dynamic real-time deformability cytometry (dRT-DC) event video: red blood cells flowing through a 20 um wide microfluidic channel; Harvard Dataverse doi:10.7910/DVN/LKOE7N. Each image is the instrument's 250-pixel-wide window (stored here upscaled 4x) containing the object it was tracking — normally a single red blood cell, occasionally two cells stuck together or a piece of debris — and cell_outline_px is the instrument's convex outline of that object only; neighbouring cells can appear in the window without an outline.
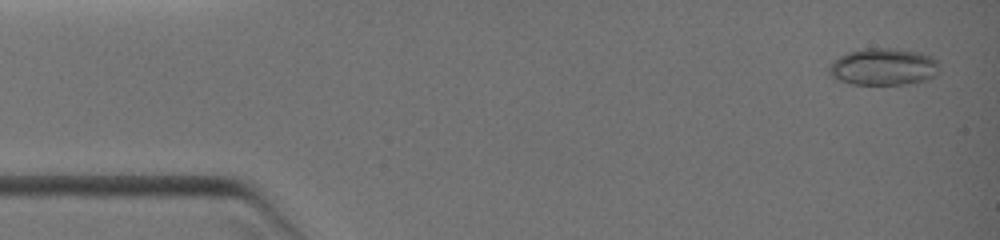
{"species": "common noctule bat (a hibernating species)", "species_latin": "Nyctalus noctula", "temperature_condition": "warm", "stored_images_in_passage": 5, "camera_frame_rate_fps": 3000, "um_per_image_px": 0.085, "animal": {"sex": "female", "body_mass_g": 19.0, "forearm_length_mm": 51.5}, "frame": {"image": 1, "passage_image": 1, "time_ms": 0.0, "image_size_px": [1000, 240], "cell_outline_px": [[936, 76], [928, 80], [908, 84], [852, 84], [836, 80], [828, 72], [828, 68], [840, 56], [848, 52], [864, 48], [892, 48], [924, 52], [932, 56], [936, 60]], "centroid_in_image_um": [75.1, 5.68], "position_along_channel_um": 9.9, "area_um2": 23.87}}